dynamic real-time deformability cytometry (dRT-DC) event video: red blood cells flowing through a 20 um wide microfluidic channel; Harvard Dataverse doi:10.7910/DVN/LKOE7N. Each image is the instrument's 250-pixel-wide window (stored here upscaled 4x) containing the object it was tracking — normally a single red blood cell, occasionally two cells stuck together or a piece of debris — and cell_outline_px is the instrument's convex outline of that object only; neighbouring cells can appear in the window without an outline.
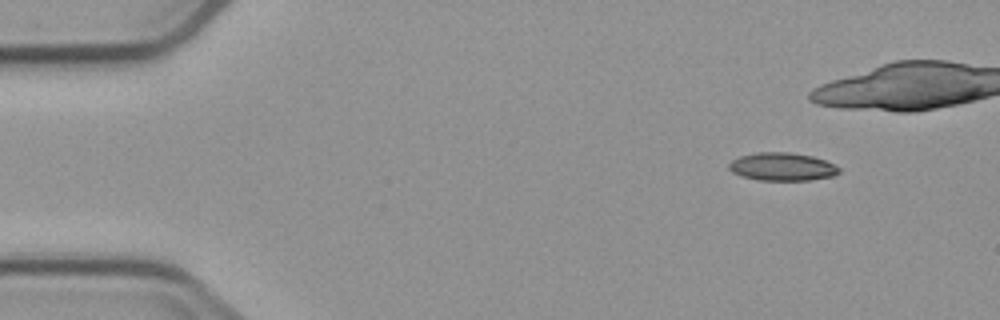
{"species": "common noctule bat (a hibernating species)", "species_latin": "Nyctalus noctula", "temperature_condition": "cold", "stored_images_in_passage": 4, "camera_frame_rate_fps": 3000, "um_per_image_px": 0.085, "animal": {"sex": "male", "body_mass_g": 23.1, "forearm_length_mm": 52.7}, "frame": {"image": 1, "passage_image": 1, "time_ms": 0.0, "image_size_px": [1000, 320], "cell_outline_px": [[840, 172], [832, 176], [808, 180], [756, 180], [732, 172], [728, 168], [728, 164], [732, 160], [740, 156], [756, 152], [788, 152], [812, 156], [824, 160], [840, 168]], "centroid_in_image_um": [66.46, 14.16], "position_along_channel_um": 18.5, "area_um2": 17.86}}